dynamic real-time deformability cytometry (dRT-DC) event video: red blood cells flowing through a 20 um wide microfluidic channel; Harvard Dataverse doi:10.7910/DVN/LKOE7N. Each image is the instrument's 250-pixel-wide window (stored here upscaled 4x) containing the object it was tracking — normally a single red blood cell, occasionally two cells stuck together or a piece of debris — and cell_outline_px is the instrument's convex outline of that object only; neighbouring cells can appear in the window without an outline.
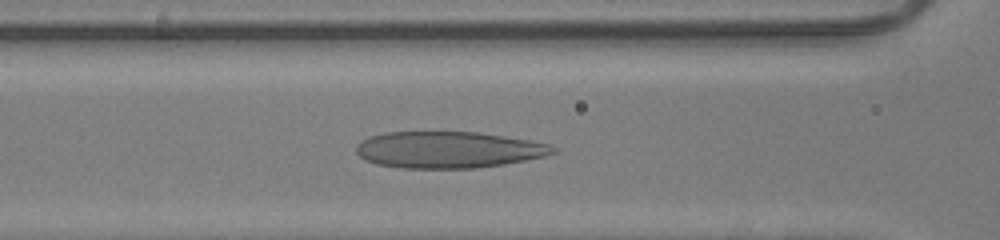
{"species": "human", "species_latin": "Homo sapiens", "temperature_condition": "room temperature", "stored_images_in_passage": 41, "camera_frame_rate_fps": 3000, "um_per_image_px": 0.085, "donor": {"sex": "male"}, "frame": {"image": 1, "passage_image": 20, "time_ms": 6.333, "image_size_px": [1000, 240], "cell_outline_px": [[560, 152], [544, 156], [504, 164], [476, 168], [400, 168], [376, 164], [364, 160], [356, 152], [356, 144], [368, 136], [384, 132], [480, 132], [528, 140], [548, 144], [560, 148]], "centroid_in_image_um": [38.11, 12.73], "position_along_channel_um": 128.5, "area_um2": 42.19}}
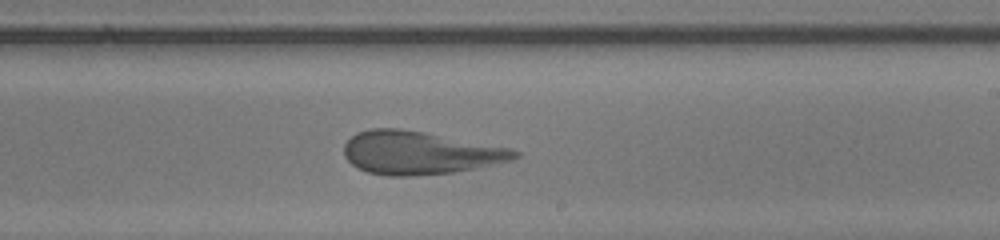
{"frame": {"image": 2, "passage_image": 29, "time_ms": 9.333, "image_size_px": [1000, 240], "cell_outline_px": [[520, 156], [512, 160], [476, 168], [452, 172], [416, 176], [388, 176], [368, 172], [356, 168], [344, 156], [344, 144], [356, 132], [368, 128], [400, 128], [424, 132], [512, 148], [520, 152]], "centroid_in_image_um": [35.66, 12.98], "position_along_channel_um": 253.3, "area_um2": 43.0}}
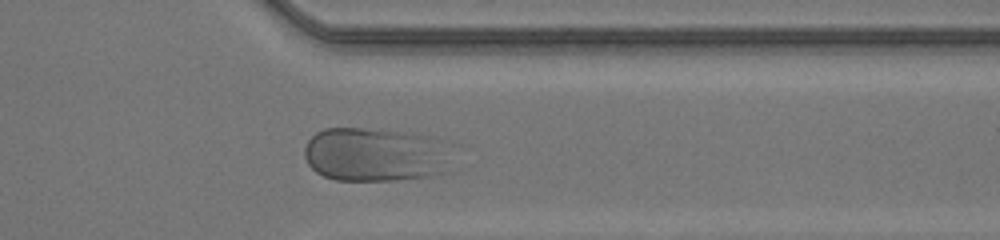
{"frame": {"image": 3, "passage_image": 38, "time_ms": 12.333, "image_size_px": [1000, 240], "cell_outline_px": [[440, 172], [428, 176], [396, 180], [336, 180], [324, 176], [316, 172], [308, 164], [304, 156], [304, 148], [308, 140], [316, 132], [324, 128], [360, 128], [400, 132], [420, 136], [436, 140]], "centroid_in_image_um": [31.53, 13.15], "position_along_channel_um": 379.9, "area_um2": 43.87}}